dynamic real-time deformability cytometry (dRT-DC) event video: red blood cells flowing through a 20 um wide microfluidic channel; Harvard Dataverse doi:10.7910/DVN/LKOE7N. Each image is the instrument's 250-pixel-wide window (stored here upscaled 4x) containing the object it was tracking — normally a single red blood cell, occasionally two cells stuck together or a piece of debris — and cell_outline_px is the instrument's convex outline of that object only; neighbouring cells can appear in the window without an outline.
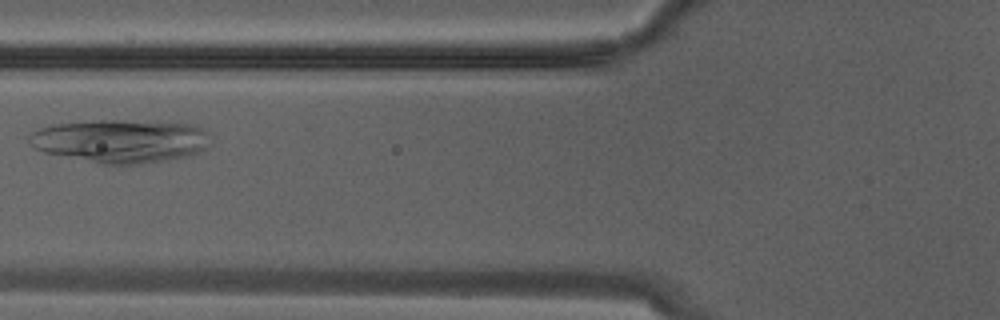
{"species": "Egyptian fruit bat (a non-hibernating species)", "species_latin": "Rousettus aegyptiacus", "temperature_condition": "warm", "stored_images_in_passage": 8, "camera_frame_rate_fps": 3000, "um_per_image_px": 0.085, "animal": {"sex": "male"}, "frame": {"image": 1, "passage_image": 7, "time_ms": 2.0, "image_size_px": [1000, 320], "cell_outline_px": [[208, 144], [200, 152], [192, 156], [168, 160], [140, 164], [100, 164], [44, 152], [28, 144], [28, 136], [32, 132], [40, 128], [56, 124], [96, 120], [124, 120], [192, 124], [208, 132]], "centroid_in_image_um": [10.24, 11.99], "position_along_channel_um": 115.6, "area_um2": 45.84}}